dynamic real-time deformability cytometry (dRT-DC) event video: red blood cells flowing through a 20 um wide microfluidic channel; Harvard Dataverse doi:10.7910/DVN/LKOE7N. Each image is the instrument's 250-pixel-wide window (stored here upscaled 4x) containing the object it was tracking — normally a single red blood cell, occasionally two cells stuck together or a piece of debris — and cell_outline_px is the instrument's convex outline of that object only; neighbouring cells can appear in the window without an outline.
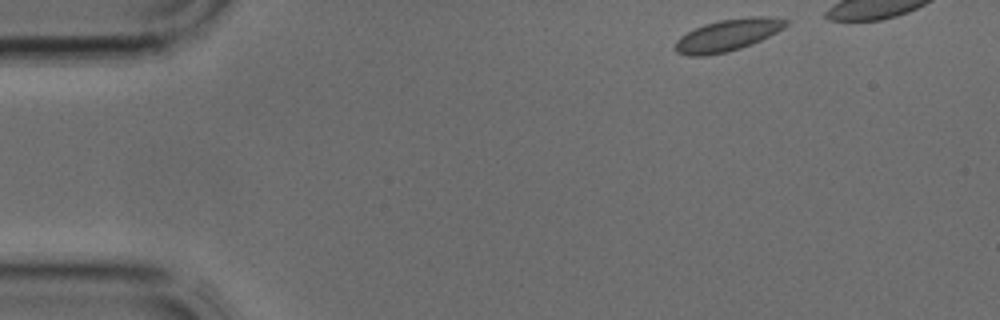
{"species": "common noctule bat (a hibernating species)", "species_latin": "Nyctalus noctula", "temperature_condition": "cold", "stored_images_in_passage": 29, "camera_frame_rate_fps": 3000, "um_per_image_px": 0.085, "animal": {"sex": "male", "body_mass_g": 17.9, "forearm_length_mm": 54.2}, "frame": {"image": 1, "passage_image": 1, "time_ms": 0.0, "image_size_px": [1000, 320], "cell_outline_px": [[788, 24], [784, 28], [752, 44], [728, 52], [704, 56], [688, 56], [676, 52], [676, 40], [680, 36], [704, 24], [720, 20], [752, 16], [768, 16], [788, 20]], "centroid_in_image_um": [61.86, 2.99], "position_along_channel_um": 23.1, "area_um2": 20.46}}
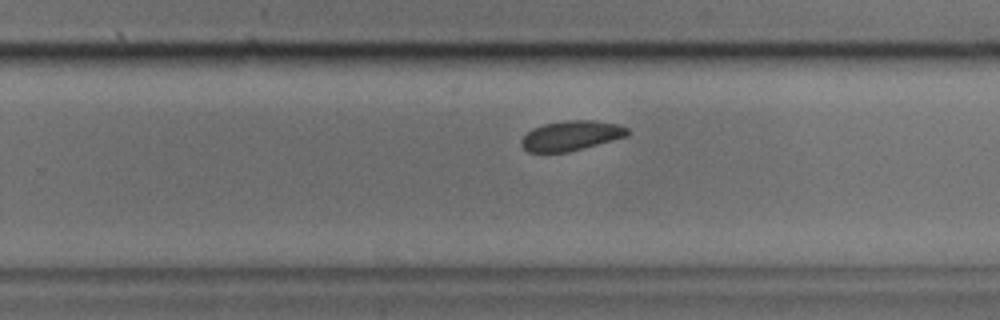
{"frame": {"image": 2, "passage_image": 21, "time_ms": 6.667, "image_size_px": [1000, 320], "cell_outline_px": [[628, 136], [584, 148], [568, 152], [528, 152], [520, 144], [520, 140], [532, 128], [544, 124], [564, 120], [596, 120], [616, 124], [628, 128]], "centroid_in_image_um": [48.54, 11.53], "position_along_channel_um": 281.3, "area_um2": 18.5}}
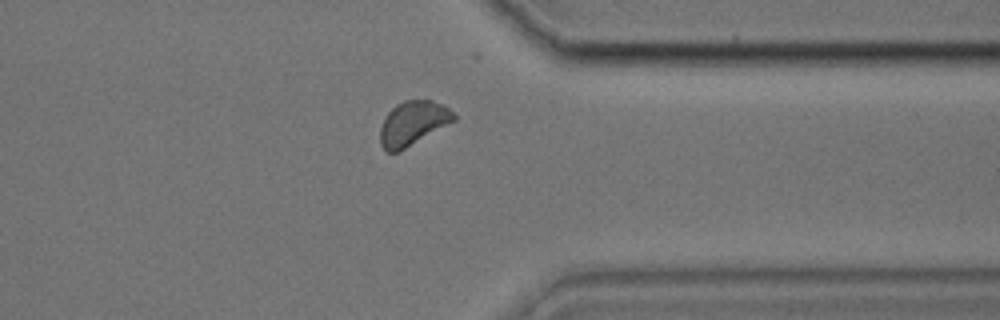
{"frame": {"image": 3, "passage_image": 27, "time_ms": 8.667, "image_size_px": [1000, 320], "cell_outline_px": [[456, 120], [400, 152], [388, 152], [380, 144], [380, 128], [388, 112], [396, 104], [404, 100], [432, 100], [448, 108], [456, 116]], "centroid_in_image_um": [35.09, 10.49], "position_along_channel_um": 376.3, "area_um2": 18.96}}